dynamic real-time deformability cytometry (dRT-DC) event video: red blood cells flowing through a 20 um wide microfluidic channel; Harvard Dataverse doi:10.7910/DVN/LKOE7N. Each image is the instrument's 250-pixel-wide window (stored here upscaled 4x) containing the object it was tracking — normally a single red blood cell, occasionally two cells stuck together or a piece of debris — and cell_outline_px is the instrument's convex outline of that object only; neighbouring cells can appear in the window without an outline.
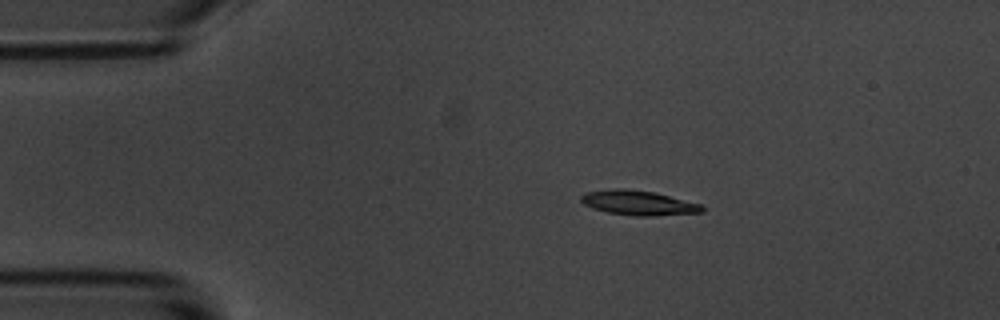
{"species": "common noctule bat (a hibernating species)", "species_latin": "Nyctalus noctula", "temperature_condition": "room temperature", "stored_images_in_passage": 3, "camera_frame_rate_fps": 3000, "um_per_image_px": 0.085, "animal": {"sex": "male", "body_mass_g": 20.1, "forearm_length_mm": 53.5}, "frame": {"image": 1, "passage_image": 2, "time_ms": 1.333, "image_size_px": [1000, 320], "cell_outline_px": [[704, 212], [652, 216], [636, 216], [608, 212], [592, 208], [584, 204], [580, 200], [580, 196], [584, 192], [612, 188], [624, 188], [656, 192], [700, 204], [704, 208]], "centroid_in_image_um": [54.23, 17.23], "position_along_channel_um": 30.8, "area_um2": 17.51}}